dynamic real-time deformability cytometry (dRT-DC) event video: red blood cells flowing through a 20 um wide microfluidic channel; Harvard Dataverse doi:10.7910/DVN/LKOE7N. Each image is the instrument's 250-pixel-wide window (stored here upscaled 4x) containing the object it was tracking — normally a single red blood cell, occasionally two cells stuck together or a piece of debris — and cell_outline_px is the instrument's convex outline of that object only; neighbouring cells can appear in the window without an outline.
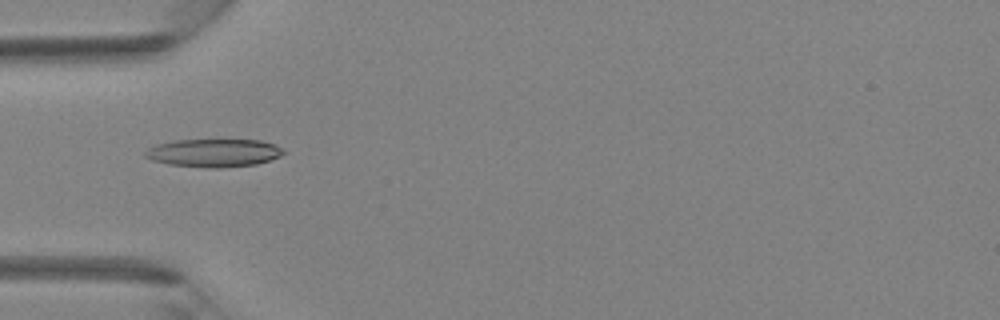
{"species": "Egyptian fruit bat (a non-hibernating species)", "species_latin": "Rousettus aegyptiacus", "temperature_condition": "room temperature", "stored_images_in_passage": 5, "camera_frame_rate_fps": 3000, "um_per_image_px": 0.085, "animal": {"sex": "female"}, "frame": {"image": 1, "passage_image": 4, "time_ms": 4.333, "image_size_px": [1000, 320], "cell_outline_px": [[284, 152], [280, 156], [256, 164], [220, 168], [208, 168], [168, 164], [152, 160], [144, 156], [144, 152], [148, 148], [156, 144], [176, 140], [260, 140], [276, 144]], "centroid_in_image_um": [18.14, 12.99], "position_along_channel_um": 66.9, "area_um2": 22.54}}
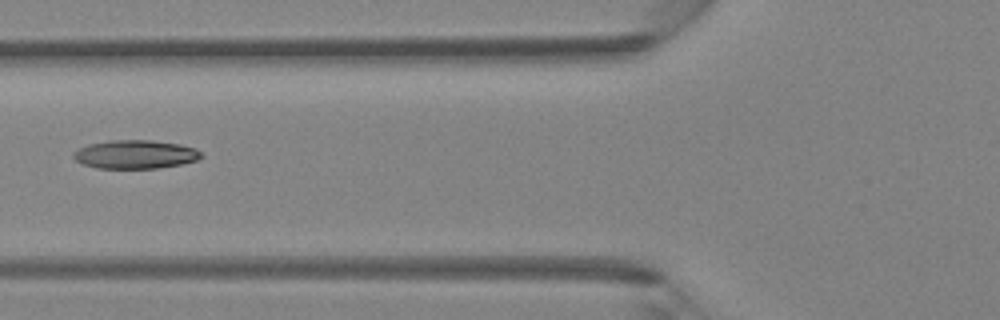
{"frame": {"image": 2, "passage_image": 5, "time_ms": 5.333, "image_size_px": [1000, 320], "cell_outline_px": [[204, 156], [196, 160], [180, 164], [156, 168], [96, 168], [84, 164], [76, 160], [72, 156], [72, 152], [88, 144], [112, 140], [152, 140], [180, 144], [196, 148]], "centroid_in_image_um": [11.5, 13.11], "position_along_channel_um": 114.3, "area_um2": 21.21}}